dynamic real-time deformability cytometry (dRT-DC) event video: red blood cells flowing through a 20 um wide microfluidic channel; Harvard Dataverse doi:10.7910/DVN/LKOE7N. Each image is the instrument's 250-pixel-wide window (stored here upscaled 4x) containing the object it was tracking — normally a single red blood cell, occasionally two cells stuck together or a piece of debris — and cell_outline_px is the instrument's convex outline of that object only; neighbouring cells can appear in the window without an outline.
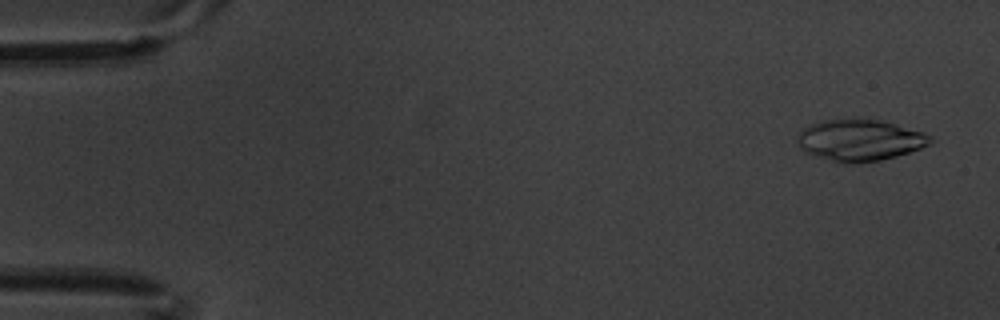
{"species": "common noctule bat (a hibernating species)", "species_latin": "Nyctalus noctula", "temperature_condition": "warm", "stored_images_in_passage": 4, "camera_frame_rate_fps": 3000, "um_per_image_px": 0.085, "animal": {"sex": "male", "body_mass_g": 20.1, "forearm_length_mm": 53.5}, "frame": {"image": 1, "passage_image": 1, "time_ms": 0.0, "image_size_px": [1000, 320], "cell_outline_px": [[932, 140], [928, 144], [920, 148], [896, 156], [880, 160], [860, 164], [836, 164], [804, 152], [800, 148], [796, 140], [796, 136], [804, 128], [820, 120], [880, 120], [896, 124], [924, 132], [932, 136]], "centroid_in_image_um": [73.04, 11.95], "position_along_channel_um": 12.0, "area_um2": 32.31}}